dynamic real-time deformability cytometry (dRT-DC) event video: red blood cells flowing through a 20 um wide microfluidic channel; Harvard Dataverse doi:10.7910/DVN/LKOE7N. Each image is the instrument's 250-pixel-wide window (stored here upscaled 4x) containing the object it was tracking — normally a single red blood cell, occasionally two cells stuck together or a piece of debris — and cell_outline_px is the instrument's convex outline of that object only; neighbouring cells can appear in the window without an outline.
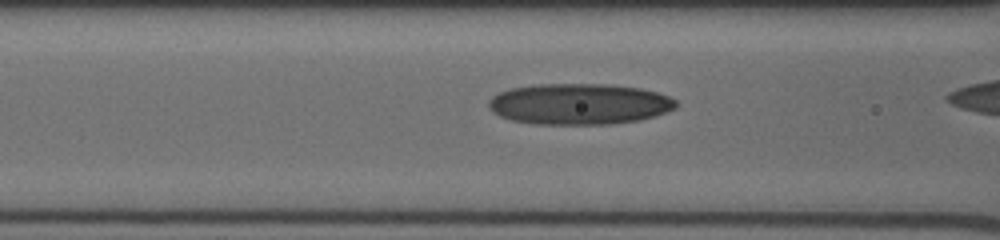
{"species": "human", "species_latin": "Homo sapiens", "temperature_condition": "cold", "stored_images_in_passage": 37, "camera_frame_rate_fps": 3000, "um_per_image_px": 0.085, "donor": {"sex": "male"}, "frame": {"image": 1, "passage_image": 18, "time_ms": 5.667, "image_size_px": [1000, 240], "cell_outline_px": [[676, 108], [640, 120], [608, 124], [536, 124], [512, 120], [500, 116], [488, 104], [488, 100], [492, 96], [500, 92], [512, 88], [536, 84], [608, 84], [640, 88], [656, 92], [668, 96], [676, 100]], "centroid_in_image_um": [49.24, 8.83], "position_along_channel_um": 117.4, "area_um2": 44.51}}
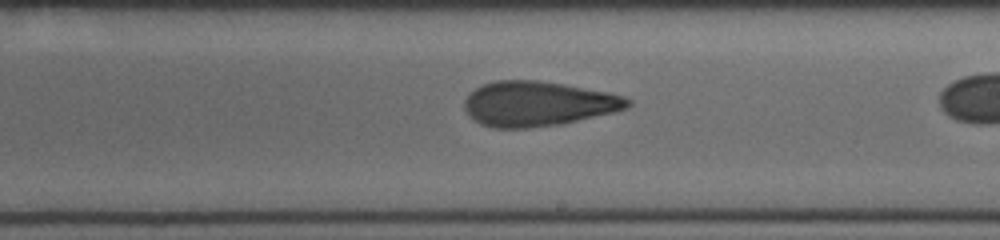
{"frame": {"image": 2, "passage_image": 27, "time_ms": 8.667, "image_size_px": [1000, 240], "cell_outline_px": [[632, 104], [628, 108], [564, 124], [528, 128], [492, 128], [480, 124], [464, 108], [464, 100], [476, 88], [484, 84], [496, 80], [536, 80], [564, 84], [608, 92], [624, 96], [632, 100]], "centroid_in_image_um": [45.76, 8.82], "position_along_channel_um": 243.2, "area_um2": 42.66}}
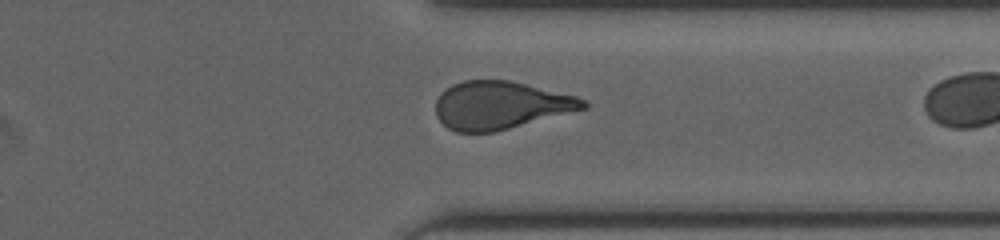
{"frame": {"image": 3, "passage_image": 36, "time_ms": 11.667, "image_size_px": [1000, 240], "cell_outline_px": [[588, 108], [496, 132], [456, 132], [448, 128], [436, 116], [436, 100], [440, 92], [444, 88], [452, 84], [464, 80], [508, 80], [576, 96], [588, 100]], "centroid_in_image_um": [42.54, 8.95], "position_along_channel_um": 368.9, "area_um2": 41.38}}